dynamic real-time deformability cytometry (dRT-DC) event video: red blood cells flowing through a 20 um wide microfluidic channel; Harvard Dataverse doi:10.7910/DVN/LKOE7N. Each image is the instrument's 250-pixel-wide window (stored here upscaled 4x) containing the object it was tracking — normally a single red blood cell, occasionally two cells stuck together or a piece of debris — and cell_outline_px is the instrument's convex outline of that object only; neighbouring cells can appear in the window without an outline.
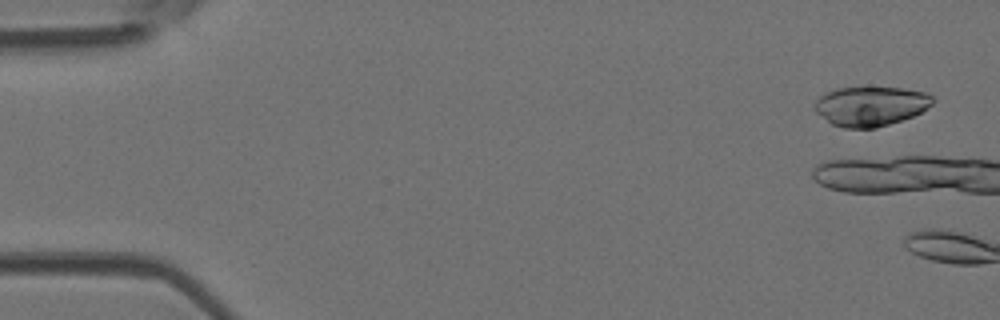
{"species": "Egyptian fruit bat (a non-hibernating species)", "species_latin": "Rousettus aegyptiacus", "temperature_condition": "room temperature", "stored_images_in_passage": 6, "segment_of_instrument_passage": [2, 2], "camera_frame_rate_fps": 3000, "um_per_image_px": 0.085, "animal": {"sex": "female"}, "frame": {"image": 1, "passage_image": 6, "time_ms": 1.667, "image_size_px": [1000, 320], "cell_outline_px": [[936, 100], [932, 104], [920, 112], [912, 116], [876, 128], [844, 128], [832, 124], [816, 112], [812, 108], [816, 100], [820, 96], [836, 88], [900, 88], [924, 92], [932, 96]], "centroid_in_image_um": [73.98, 9.03], "position_along_channel_um": 11.0, "area_um2": 26.93}}